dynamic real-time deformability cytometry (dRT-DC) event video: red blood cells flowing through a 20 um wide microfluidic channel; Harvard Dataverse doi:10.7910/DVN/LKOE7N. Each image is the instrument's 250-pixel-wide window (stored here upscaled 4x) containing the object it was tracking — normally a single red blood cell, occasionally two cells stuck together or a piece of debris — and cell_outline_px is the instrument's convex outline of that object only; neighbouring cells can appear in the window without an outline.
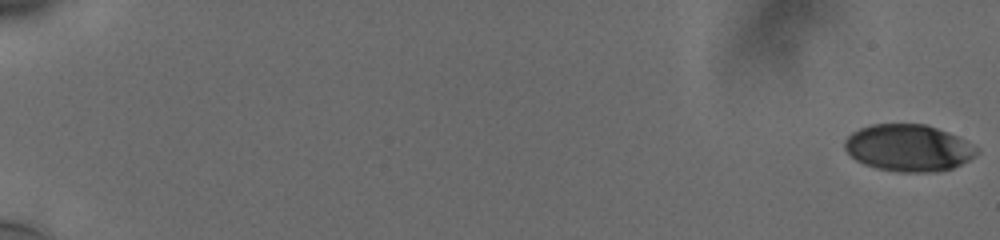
{"species": "human", "species_latin": "Homo sapiens", "temperature_condition": "cold", "stored_images_in_passage": 42, "camera_frame_rate_fps": 3000, "um_per_image_px": 0.085, "donor": {"sex": "male"}, "frame": {"image": 1, "passage_image": 1, "time_ms": 0.0, "image_size_px": [1000, 240], "cell_outline_px": [[980, 152], [976, 156], [952, 168], [924, 172], [900, 172], [880, 168], [864, 164], [856, 160], [844, 148], [844, 140], [852, 132], [860, 128], [872, 124], [924, 124], [948, 132], [980, 148]], "centroid_in_image_um": [77.22, 12.56], "position_along_channel_um": 7.8, "area_um2": 35.78}}
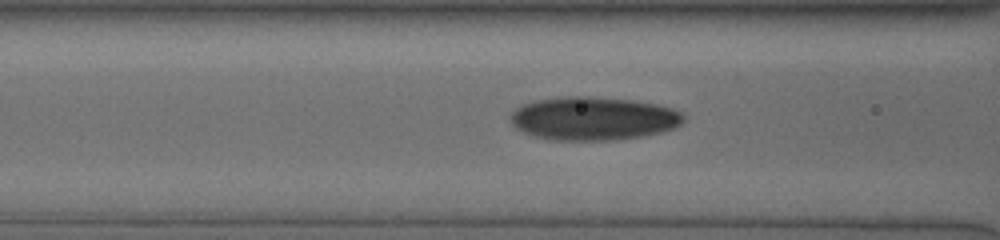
{"frame": {"image": 2, "passage_image": 24, "time_ms": 8.667, "image_size_px": [1000, 240], "cell_outline_px": [[680, 124], [672, 128], [660, 132], [640, 136], [612, 140], [556, 140], [536, 136], [524, 132], [516, 128], [512, 124], [512, 112], [516, 108], [524, 104], [536, 100], [568, 96], [588, 96], [632, 100], [656, 104], [680, 112]], "centroid_in_image_um": [50.38, 10.07], "position_along_channel_um": 116.2, "area_um2": 42.95}}
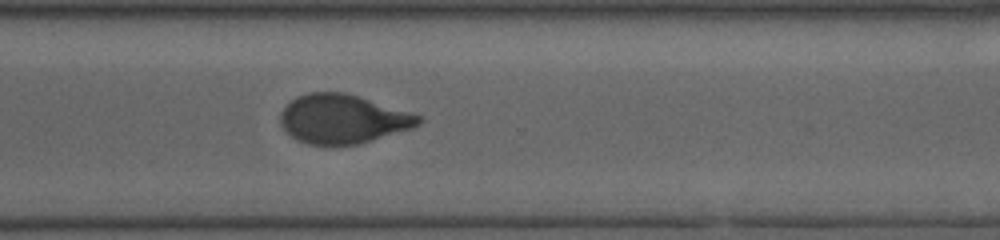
{"frame": {"image": 3, "passage_image": 42, "time_ms": 14.667, "image_size_px": [1000, 240], "cell_outline_px": [[420, 124], [412, 128], [360, 144], [308, 144], [292, 136], [284, 128], [280, 120], [280, 112], [296, 96], [308, 92], [344, 92], [420, 116]], "centroid_in_image_um": [29.11, 10.11], "position_along_channel_um": 341.5, "area_um2": 38.67}}